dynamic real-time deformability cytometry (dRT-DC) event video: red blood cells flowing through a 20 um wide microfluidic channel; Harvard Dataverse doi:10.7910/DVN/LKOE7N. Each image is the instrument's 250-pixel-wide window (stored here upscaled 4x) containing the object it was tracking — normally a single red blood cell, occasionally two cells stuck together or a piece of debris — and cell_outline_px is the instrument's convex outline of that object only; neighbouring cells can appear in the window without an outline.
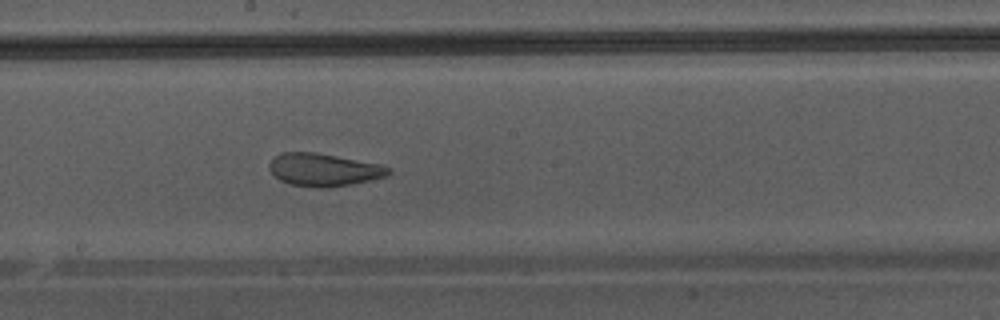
{"species": "Egyptian fruit bat (a non-hibernating species)", "species_latin": "Rousettus aegyptiacus", "temperature_condition": "warm", "stored_images_in_passage": 48, "camera_frame_rate_fps": 3000, "um_per_image_px": 0.085, "animal": {"sex": "male"}, "frame": {"image": 1, "passage_image": 28, "time_ms": 9.0, "image_size_px": [1000, 320], "cell_outline_px": [[392, 172], [388, 176], [352, 184], [328, 188], [320, 188], [288, 184], [280, 180], [268, 168], [268, 164], [280, 152], [316, 152], [380, 164], [392, 168]], "centroid_in_image_um": [27.54, 14.43], "position_along_channel_um": 220.7, "area_um2": 22.89}}